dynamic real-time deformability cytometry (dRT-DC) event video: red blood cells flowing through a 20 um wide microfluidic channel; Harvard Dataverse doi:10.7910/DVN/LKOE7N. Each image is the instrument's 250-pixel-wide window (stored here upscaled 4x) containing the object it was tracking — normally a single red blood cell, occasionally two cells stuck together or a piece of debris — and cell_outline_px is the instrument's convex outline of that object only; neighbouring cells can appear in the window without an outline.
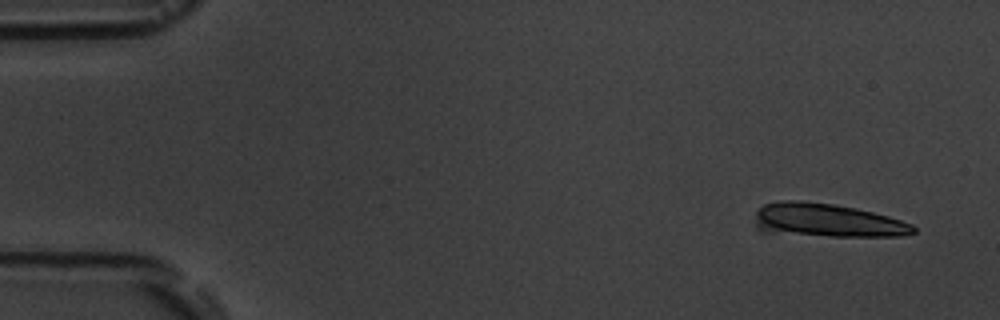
{"species": "common noctule bat (a hibernating species)", "species_latin": "Nyctalus noctula", "temperature_condition": "room temperature", "stored_images_in_passage": 4, "camera_frame_rate_fps": 3000, "um_per_image_px": 0.085, "animal": {"sex": "male", "body_mass_g": 19.5, "forearm_length_mm": 54.6}, "frame": {"image": 1, "passage_image": 1, "time_ms": 0.0, "image_size_px": [1000, 320], "cell_outline_px": [[916, 232], [904, 236], [832, 236], [760, 232], [756, 228], [756, 212], [764, 204], [788, 200], [800, 200], [836, 204], [856, 208], [888, 216], [912, 224], [916, 228]], "centroid_in_image_um": [70.29, 18.73], "position_along_channel_um": 14.7, "area_um2": 31.04}}